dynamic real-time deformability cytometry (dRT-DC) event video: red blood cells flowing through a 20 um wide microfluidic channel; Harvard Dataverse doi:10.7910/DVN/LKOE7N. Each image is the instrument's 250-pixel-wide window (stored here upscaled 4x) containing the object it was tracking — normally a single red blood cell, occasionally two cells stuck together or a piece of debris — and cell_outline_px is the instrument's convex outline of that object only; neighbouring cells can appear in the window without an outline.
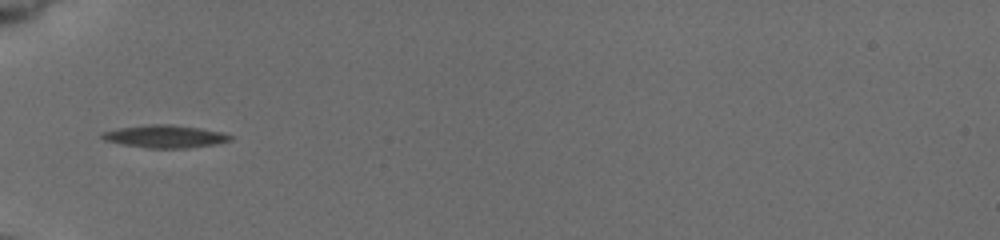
{"species": "common noctule bat (a hibernating species)", "species_latin": "Nyctalus noctula", "temperature_condition": "cold", "stored_images_in_passage": 35, "camera_frame_rate_fps": 3000, "um_per_image_px": 0.085, "animal": {"sex": "female", "body_mass_g": 19.5, "forearm_length_mm": 54.1}, "frame": {"image": 1, "passage_image": 1, "time_ms": 0.0, "image_size_px": [1000, 240], "cell_outline_px": [[232, 140], [212, 144], [188, 148], [148, 148], [120, 144], [104, 140], [100, 136], [100, 132], [120, 128], [156, 124], [172, 124], [200, 128], [220, 132], [232, 136]], "centroid_in_image_um": [13.98, 11.6], "position_along_channel_um": 71.0, "area_um2": 16.76}}
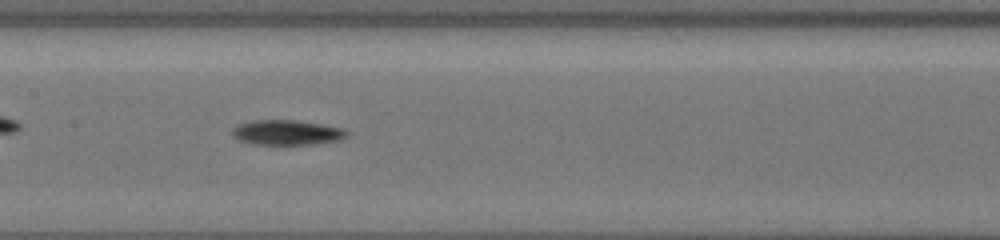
{"frame": {"image": 2, "passage_image": 10, "time_ms": 3.0, "image_size_px": [1000, 240], "cell_outline_px": [[344, 136], [340, 140], [316, 144], [252, 144], [240, 140], [232, 136], [232, 128], [240, 124], [252, 120], [296, 120], [320, 124], [340, 128], [344, 132]], "centroid_in_image_um": [24.3, 11.26], "position_along_channel_um": 183.1, "area_um2": 16.36}}
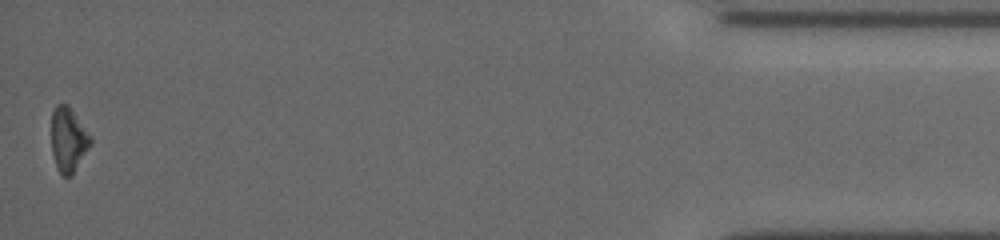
{"frame": {"image": 3, "passage_image": 35, "time_ms": 11.333, "image_size_px": [1000, 240], "cell_outline_px": [[92, 144], [72, 176], [64, 176], [56, 168], [52, 152], [52, 112], [56, 104], [68, 104], [92, 136]], "centroid_in_image_um": [5.83, 11.87], "position_along_channel_um": 429.4, "area_um2": 14.91}, "authors_computed_cell_mechanics": {"area_um2": 15.3748, "velocity_mm_per_s": 3.8454, "shape_relaxation_time_tau1_ms": 1.3099, "shape_relaxation_time_tau2_ms": null, "deformation_change_tau1": 0.0902, "deformation_change_tau2": null}}